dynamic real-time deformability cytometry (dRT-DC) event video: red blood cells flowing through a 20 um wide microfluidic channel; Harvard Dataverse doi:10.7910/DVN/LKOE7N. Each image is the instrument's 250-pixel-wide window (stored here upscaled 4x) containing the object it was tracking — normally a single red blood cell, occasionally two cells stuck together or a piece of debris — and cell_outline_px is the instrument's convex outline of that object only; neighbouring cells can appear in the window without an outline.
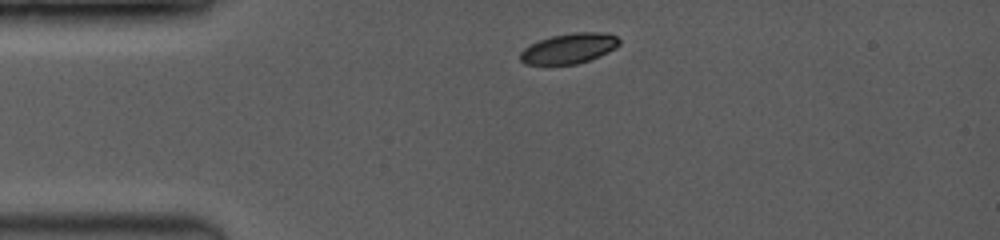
{"species": "common noctule bat (a hibernating species)", "species_latin": "Nyctalus noctula", "temperature_condition": "room temperature", "stored_images_in_passage": 4, "camera_frame_rate_fps": 3500, "um_per_image_px": 0.085, "animal": {"sex": "female", "body_mass_g": 19.0, "forearm_length_mm": 53.3}, "frame": {"image": 1, "passage_image": 1, "time_ms": 0.0, "image_size_px": [1000, 240], "cell_outline_px": [[620, 44], [616, 48], [608, 52], [588, 60], [576, 64], [524, 64], [520, 60], [520, 52], [524, 48], [540, 40], [552, 36], [576, 32], [600, 32], [616, 36], [620, 40]], "centroid_in_image_um": [48.37, 4.11], "position_along_channel_um": 36.6, "area_um2": 17.22}}
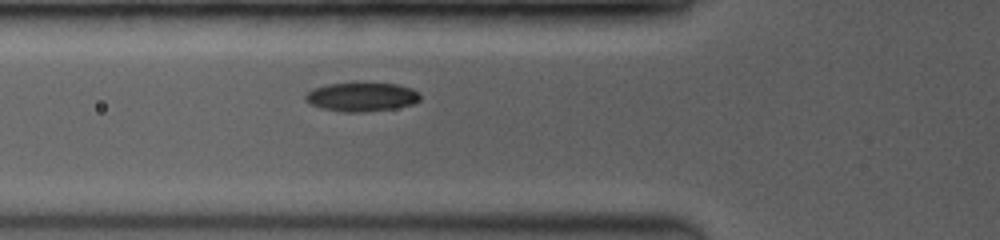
{"frame": {"image": 2, "passage_image": 4, "time_ms": 2.286, "image_size_px": [1000, 240], "cell_outline_px": [[420, 100], [412, 104], [396, 108], [364, 112], [344, 112], [320, 108], [304, 100], [304, 96], [312, 88], [328, 84], [356, 80], [396, 84], [412, 88], [420, 96]], "centroid_in_image_um": [30.71, 8.19], "position_along_channel_um": 95.1, "area_um2": 20.06}}